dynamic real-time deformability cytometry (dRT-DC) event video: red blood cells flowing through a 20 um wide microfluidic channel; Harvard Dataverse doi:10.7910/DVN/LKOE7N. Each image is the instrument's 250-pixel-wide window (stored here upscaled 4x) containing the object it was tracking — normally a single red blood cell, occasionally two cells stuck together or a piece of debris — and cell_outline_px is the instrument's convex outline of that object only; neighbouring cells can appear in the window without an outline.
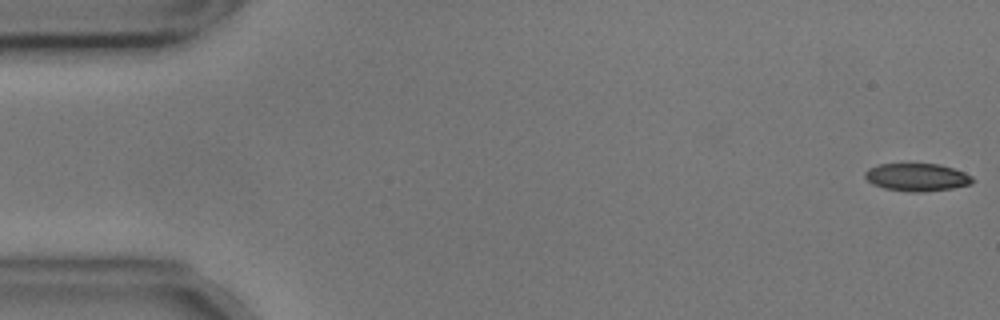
{"species": "common noctule bat (a hibernating species)", "species_latin": "Nyctalus noctula", "temperature_condition": "cold", "stored_images_in_passage": 12, "camera_frame_rate_fps": 3000, "um_per_image_px": 0.085, "animal": {"sex": "male", "body_mass_g": 17.9, "forearm_length_mm": 54.2}, "frame": {"image": 1, "passage_image": 1, "time_ms": 0.0, "image_size_px": [1000, 320], "cell_outline_px": [[976, 180], [972, 184], [952, 188], [920, 192], [912, 192], [884, 188], [872, 184], [864, 176], [864, 172], [868, 168], [880, 164], [940, 164], [964, 172], [972, 176]], "centroid_in_image_um": [77.95, 15.06], "position_along_channel_um": 7.0, "area_um2": 17.4}}